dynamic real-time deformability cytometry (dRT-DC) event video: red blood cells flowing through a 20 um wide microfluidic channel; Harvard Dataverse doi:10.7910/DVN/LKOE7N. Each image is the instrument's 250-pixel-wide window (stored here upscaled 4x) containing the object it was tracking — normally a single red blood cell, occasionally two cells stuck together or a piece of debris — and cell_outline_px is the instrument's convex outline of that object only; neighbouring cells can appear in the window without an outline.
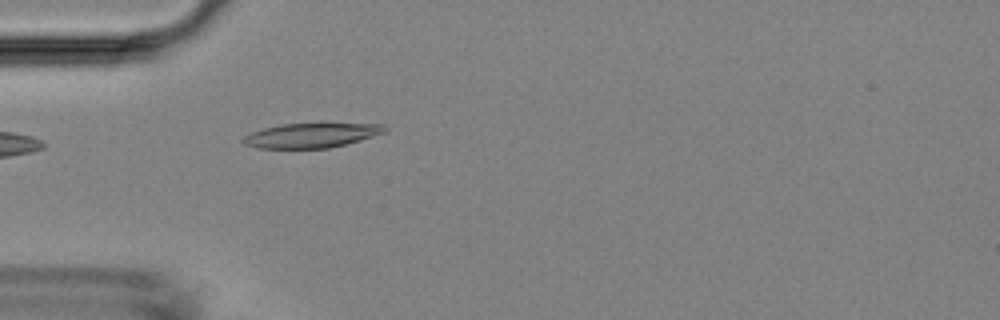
{"species": "Egyptian fruit bat (a non-hibernating species)", "species_latin": "Rousettus aegyptiacus", "temperature_condition": "room temperature", "stored_images_in_passage": 6, "camera_frame_rate_fps": 3000, "um_per_image_px": 0.085, "animal": {"sex": "female"}, "frame": {"image": 1, "passage_image": 6, "time_ms": 5.667, "image_size_px": [1000, 320], "cell_outline_px": [[388, 128], [384, 132], [372, 136], [344, 144], [328, 148], [256, 148], [244, 144], [240, 140], [244, 136], [252, 132], [264, 128], [280, 124], [324, 120], [384, 124]], "centroid_in_image_um": [26.51, 11.43], "position_along_channel_um": 58.5, "area_um2": 21.44}}